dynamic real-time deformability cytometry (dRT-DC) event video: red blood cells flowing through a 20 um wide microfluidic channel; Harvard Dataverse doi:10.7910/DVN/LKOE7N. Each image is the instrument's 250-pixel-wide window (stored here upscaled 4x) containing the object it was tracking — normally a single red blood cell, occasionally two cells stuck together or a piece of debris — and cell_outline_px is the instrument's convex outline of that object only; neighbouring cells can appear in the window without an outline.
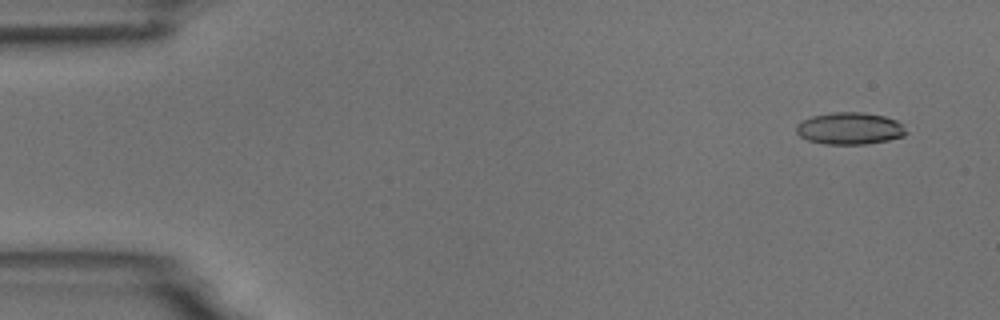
{"species": "common noctule bat (a hibernating species)", "species_latin": "Nyctalus noctula", "temperature_condition": "room temperature", "stored_images_in_passage": 55, "camera_frame_rate_fps": 3000, "um_per_image_px": 0.085, "animal": {"sex": "male", "body_mass_g": 18.8}, "frame": {"image": 1, "passage_image": 4, "time_ms": 1.0, "image_size_px": [1000, 320], "cell_outline_px": [[908, 132], [904, 136], [888, 140], [864, 144], [824, 144], [808, 140], [800, 136], [796, 132], [796, 124], [812, 116], [832, 112], [860, 112], [884, 116], [896, 120]], "centroid_in_image_um": [72.21, 10.92], "position_along_channel_um": 12.8, "area_um2": 20.4}}
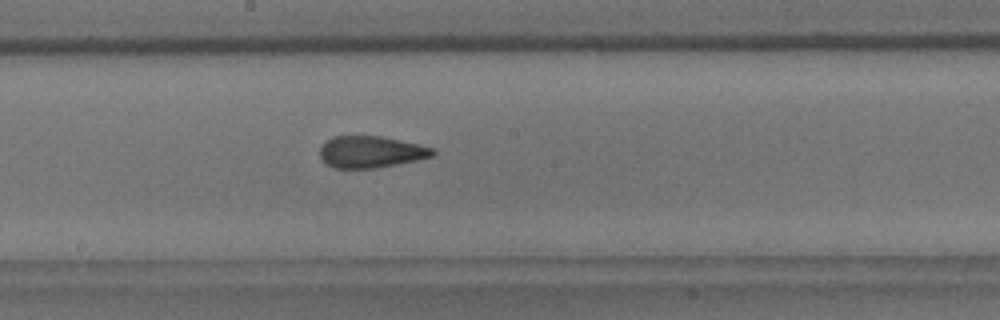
{"frame": {"image": 2, "passage_image": 30, "time_ms": 9.667, "image_size_px": [1000, 320], "cell_outline_px": [[436, 152], [432, 156], [416, 160], [396, 164], [372, 168], [332, 168], [320, 156], [320, 148], [324, 140], [332, 136], [380, 136], [420, 144], [436, 148]], "centroid_in_image_um": [31.52, 12.89], "position_along_channel_um": 216.7, "area_um2": 20.87}}
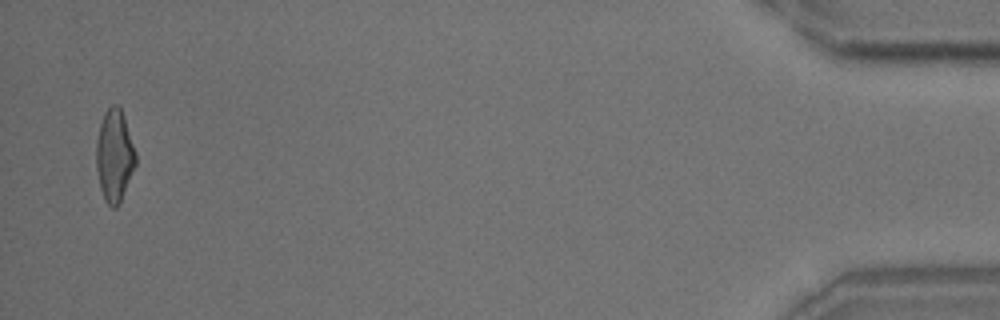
{"frame": {"image": 3, "passage_image": 54, "time_ms": 17.667, "image_size_px": [1000, 320], "cell_outline_px": [[136, 164], [120, 200], [116, 208], [112, 208], [104, 200], [100, 188], [96, 168], [96, 140], [100, 124], [104, 112], [112, 104], [116, 104], [120, 108], [124, 116], [136, 152]], "centroid_in_image_um": [9.71, 13.21], "position_along_channel_um": 425.5, "area_um2": 21.1}, "authors_computed_cell_mechanics": {"area_um2": 21.0392, "velocity_mm_per_s": 3.6931, "shape_relaxation_time_tau1_ms": 5.6137, "shape_relaxation_time_tau2_ms": 1.746, "deformation_change_tau1": 0.1787, "deformation_change_tau2": 0.1004}}